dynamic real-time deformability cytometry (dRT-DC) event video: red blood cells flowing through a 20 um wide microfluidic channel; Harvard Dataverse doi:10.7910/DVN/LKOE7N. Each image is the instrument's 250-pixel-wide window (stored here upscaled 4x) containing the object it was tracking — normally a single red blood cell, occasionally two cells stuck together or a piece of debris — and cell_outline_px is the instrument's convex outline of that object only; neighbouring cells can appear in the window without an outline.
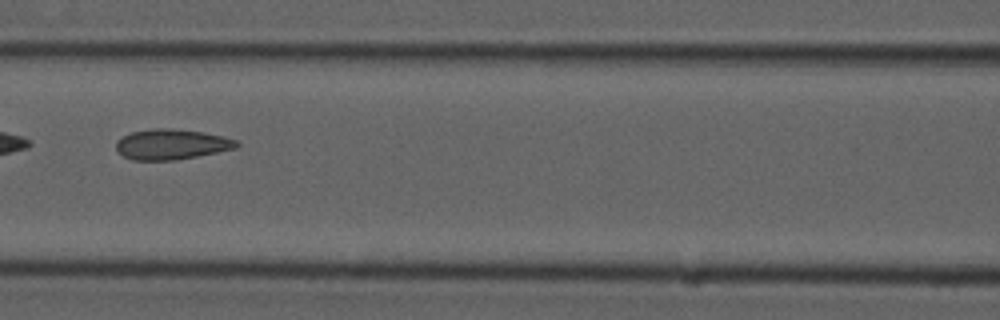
{"species": "common noctule bat (a hibernating species)", "species_latin": "Nyctalus noctula", "temperature_condition": "cold", "stored_images_in_passage": 8, "camera_frame_rate_fps": 3000, "um_per_image_px": 0.085, "animal": {"sex": "male", "forearm_length_mm": 52.5}, "frame": {"image": 1, "passage_image": 5, "time_ms": 5.667, "image_size_px": [1000, 320], "cell_outline_px": [[240, 144], [236, 148], [176, 160], [132, 160], [124, 156], [116, 148], [116, 140], [132, 132], [152, 128], [172, 128], [204, 132], [224, 136], [236, 140]], "centroid_in_image_um": [14.58, 12.26], "position_along_channel_um": 152.0, "area_um2": 21.27}}
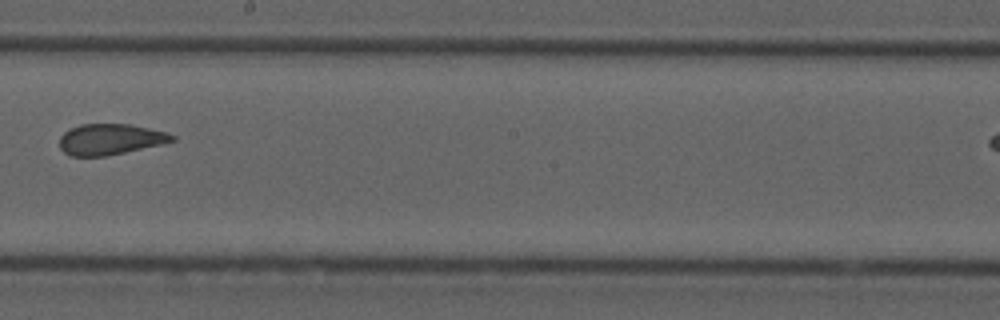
{"frame": {"image": 2, "passage_image": 7, "time_ms": 8.0, "image_size_px": [1000, 320], "cell_outline_px": [[176, 140], [160, 144], [124, 152], [104, 156], [72, 156], [64, 152], [60, 148], [60, 136], [64, 132], [80, 124], [128, 124], [148, 128], [164, 132], [176, 136]], "centroid_in_image_um": [9.34, 11.84], "position_along_channel_um": 238.9, "area_um2": 19.94}}
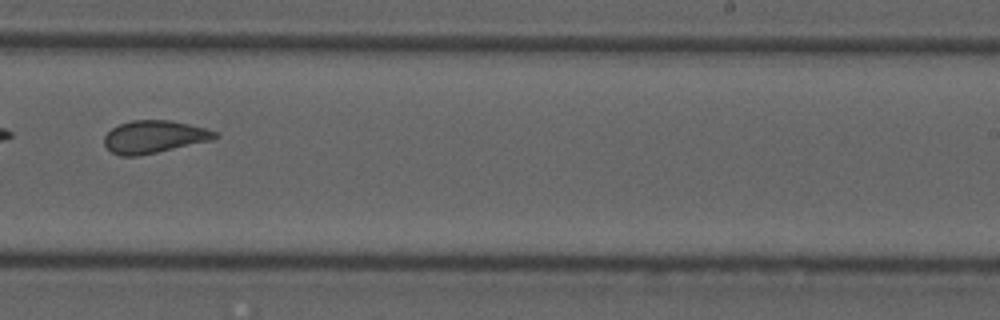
{"frame": {"image": 3, "passage_image": 8, "time_ms": 9.0, "image_size_px": [1000, 320], "cell_outline_px": [[220, 136], [212, 140], [156, 152], [136, 156], [120, 156], [112, 152], [104, 144], [104, 136], [112, 128], [120, 124], [132, 120], [168, 120], [188, 124], [204, 128], [216, 132]], "centroid_in_image_um": [13.08, 11.63], "position_along_channel_um": 275.9, "area_um2": 20.75}}